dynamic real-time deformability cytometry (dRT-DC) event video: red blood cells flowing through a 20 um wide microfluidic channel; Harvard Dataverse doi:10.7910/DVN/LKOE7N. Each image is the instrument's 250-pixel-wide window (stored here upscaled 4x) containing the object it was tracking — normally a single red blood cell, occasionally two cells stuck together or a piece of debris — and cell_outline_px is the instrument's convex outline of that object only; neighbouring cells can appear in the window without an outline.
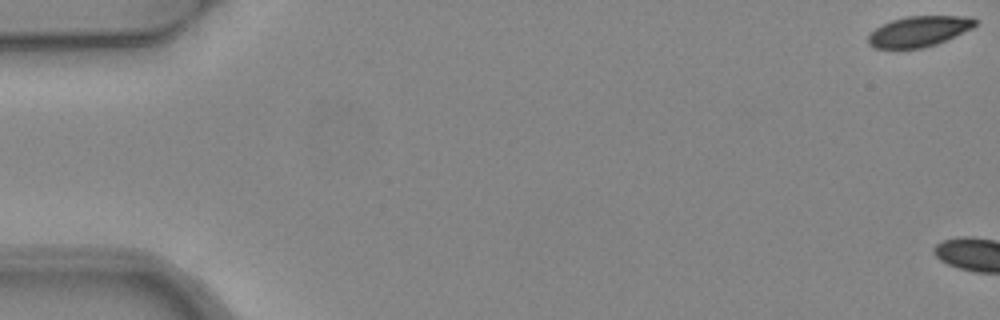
{"species": "common noctule bat (a hibernating species)", "species_latin": "Nyctalus noctula", "temperature_condition": "warm", "stored_images_in_passage": 5, "camera_frame_rate_fps": 3000, "um_per_image_px": 0.085, "animal": {"sex": "female", "body_mass_g": 24.6, "forearm_length_mm": 56.2}, "frame": {"image": 1, "passage_image": 1, "time_ms": 0.0, "image_size_px": [1000, 320], "cell_outline_px": [[976, 24], [972, 28], [936, 44], [920, 48], [876, 48], [868, 44], [868, 36], [876, 28], [892, 20], [908, 16], [972, 16], [976, 20]], "centroid_in_image_um": [78.12, 2.65], "position_along_channel_um": 6.9, "area_um2": 18.73}}